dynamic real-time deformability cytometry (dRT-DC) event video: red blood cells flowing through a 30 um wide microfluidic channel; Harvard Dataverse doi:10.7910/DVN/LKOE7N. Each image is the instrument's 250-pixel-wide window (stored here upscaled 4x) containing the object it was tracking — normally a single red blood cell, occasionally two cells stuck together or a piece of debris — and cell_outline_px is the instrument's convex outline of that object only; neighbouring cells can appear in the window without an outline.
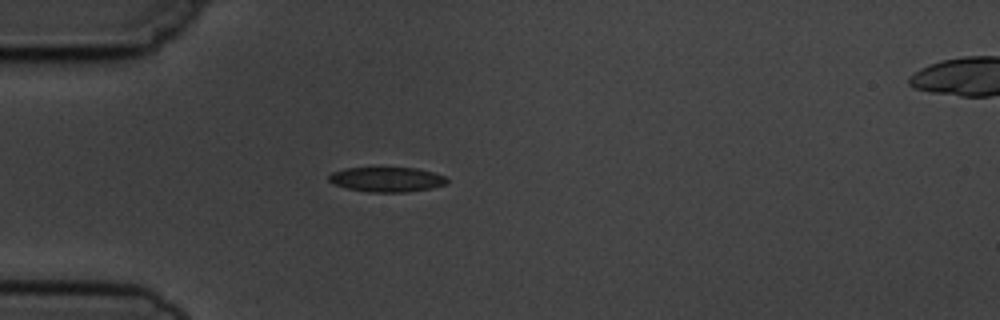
{"species": "common noctule bat (a hibernating species)", "species_latin": "Nyctalus noctula", "temperature_condition": "cold", "stored_images_in_passage": 5, "camera_frame_rate_fps": 3000, "um_per_image_px": 0.085, "animal": {"sex": "male", "body_mass_g": 19.5, "forearm_length_mm": 54.6}, "frame": {"image": 1, "passage_image": 4, "time_ms": 3.333, "image_size_px": [1000, 320], "cell_outline_px": [[448, 184], [432, 188], [404, 192], [368, 192], [348, 188], [336, 184], [328, 180], [328, 176], [332, 172], [344, 168], [416, 168], [432, 172], [444, 176], [448, 180]], "centroid_in_image_um": [32.89, 15.25], "position_along_channel_um": 52.1, "area_um2": 16.94}}